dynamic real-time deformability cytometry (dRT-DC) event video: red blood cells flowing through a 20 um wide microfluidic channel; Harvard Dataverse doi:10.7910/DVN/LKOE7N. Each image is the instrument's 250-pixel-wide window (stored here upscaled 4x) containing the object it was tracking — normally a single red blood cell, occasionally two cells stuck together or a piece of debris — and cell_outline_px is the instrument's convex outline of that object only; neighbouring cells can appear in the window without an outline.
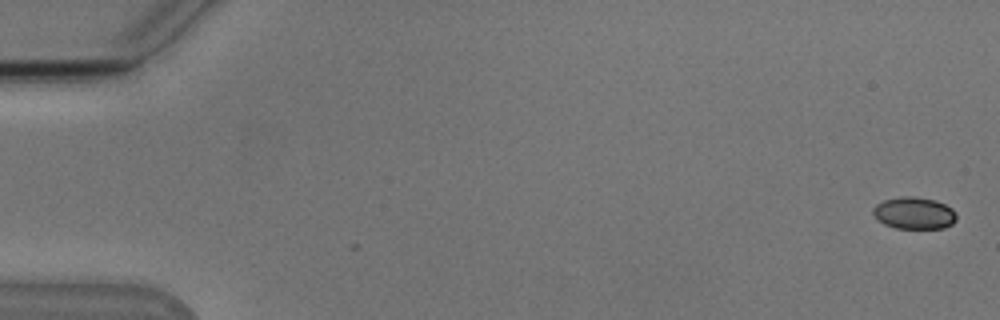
{"species": "Egyptian fruit bat (a non-hibernating species)", "species_latin": "Rousettus aegyptiacus", "temperature_condition": "cold", "stored_images_in_passage": 2, "camera_frame_rate_fps": 3000, "um_per_image_px": 0.085, "animal": {"sex": "male"}, "frame": {"image": 1, "passage_image": 2, "time_ms": 0.333, "image_size_px": [1000, 320], "cell_outline_px": [[956, 220], [952, 224], [944, 228], [896, 228], [884, 224], [872, 212], [872, 208], [876, 204], [884, 200], [900, 196], [912, 196], [936, 200], [952, 208], [956, 212]], "centroid_in_image_um": [77.72, 18.1], "position_along_channel_um": 7.3, "area_um2": 15.55}}